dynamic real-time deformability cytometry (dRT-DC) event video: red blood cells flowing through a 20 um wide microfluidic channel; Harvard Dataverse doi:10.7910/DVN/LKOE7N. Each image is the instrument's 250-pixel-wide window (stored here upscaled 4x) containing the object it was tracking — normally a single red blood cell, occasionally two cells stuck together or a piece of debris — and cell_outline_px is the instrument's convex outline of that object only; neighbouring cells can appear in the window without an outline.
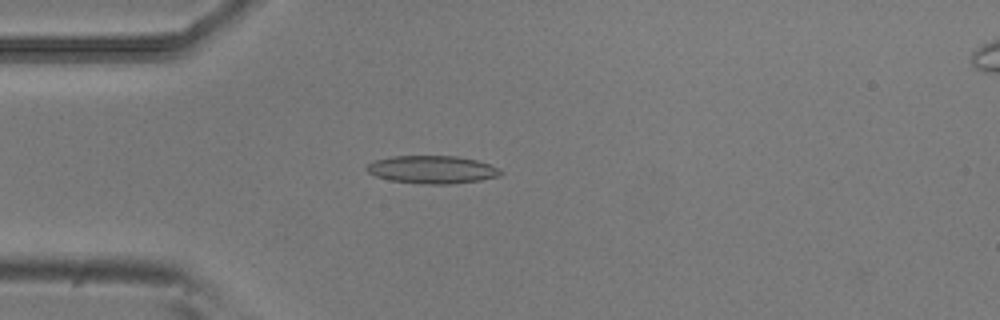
{"species": "common noctule bat (a hibernating species)", "species_latin": "Nyctalus noctula", "temperature_condition": "room temperature", "stored_images_in_passage": 53, "camera_frame_rate_fps": 3000, "um_per_image_px": 0.085, "animal": {"sex": "male", "body_mass_g": 20.5, "forearm_length_mm": 52.5}, "frame": {"image": 1, "passage_image": 14, "time_ms": 4.333, "image_size_px": [1000, 320], "cell_outline_px": [[504, 172], [500, 176], [480, 180], [448, 184], [420, 184], [388, 180], [376, 176], [368, 172], [364, 168], [368, 164], [376, 160], [392, 156], [456, 156], [476, 160], [500, 168]], "centroid_in_image_um": [36.73, 14.42], "position_along_channel_um": 48.3, "area_um2": 21.79}}
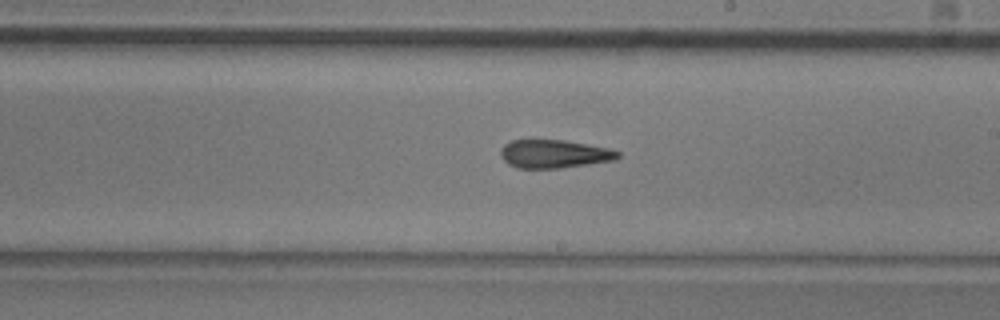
{"frame": {"image": 2, "passage_image": 30, "time_ms": 9.667, "image_size_px": [1000, 320], "cell_outline_px": [[620, 156], [616, 160], [560, 168], [516, 168], [508, 164], [500, 156], [500, 148], [504, 144], [512, 140], [564, 140], [612, 148], [620, 152]], "centroid_in_image_um": [47.11, 13.08], "position_along_channel_um": 241.9, "area_um2": 19.54}}
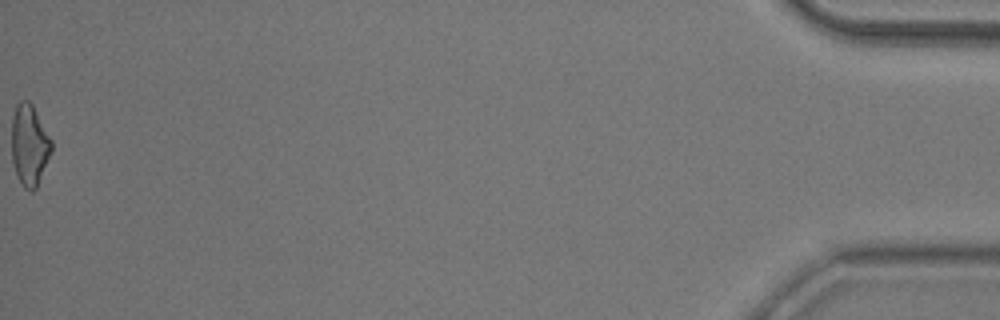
{"frame": {"image": 3, "passage_image": 53, "time_ms": 17.333, "image_size_px": [1000, 320], "cell_outline_px": [[52, 152], [36, 188], [32, 192], [24, 188], [16, 176], [12, 160], [12, 116], [16, 104], [20, 100], [28, 100], [32, 104], [52, 140]], "centroid_in_image_um": [2.5, 12.33], "position_along_channel_um": 432.7, "area_um2": 19.02}, "authors_computed_cell_mechanics": {"area_um2": 20.0566, "velocity_mm_per_s": 3.8278, "shape_relaxation_time_tau1_ms": null, "shape_relaxation_time_tau2_ms": 3.8117, "deformation_change_tau1": null, "deformation_change_tau2": 0.1482}}